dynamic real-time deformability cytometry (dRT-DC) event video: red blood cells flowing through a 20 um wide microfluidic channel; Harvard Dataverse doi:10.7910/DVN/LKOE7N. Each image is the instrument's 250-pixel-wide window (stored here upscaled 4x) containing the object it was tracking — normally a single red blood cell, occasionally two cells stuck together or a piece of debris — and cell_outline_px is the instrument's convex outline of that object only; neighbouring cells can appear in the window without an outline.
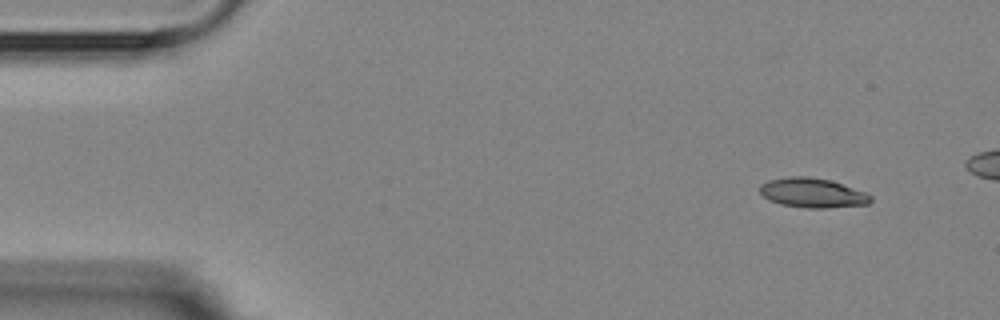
{"species": "Egyptian fruit bat (a non-hibernating species)", "species_latin": "Rousettus aegyptiacus", "temperature_condition": "room temperature", "stored_images_in_passage": 4, "camera_frame_rate_fps": 3000, "um_per_image_px": 0.085, "animal": {"sex": "female"}, "frame": {"image": 1, "passage_image": 1, "time_ms": 0.0, "image_size_px": [1000, 320], "cell_outline_px": [[872, 200], [868, 204], [828, 208], [808, 208], [780, 204], [768, 200], [760, 192], [760, 184], [768, 180], [792, 176], [808, 176], [832, 180], [864, 192], [872, 196]], "centroid_in_image_um": [69.05, 16.39], "position_along_channel_um": 15.9, "area_um2": 19.13}}